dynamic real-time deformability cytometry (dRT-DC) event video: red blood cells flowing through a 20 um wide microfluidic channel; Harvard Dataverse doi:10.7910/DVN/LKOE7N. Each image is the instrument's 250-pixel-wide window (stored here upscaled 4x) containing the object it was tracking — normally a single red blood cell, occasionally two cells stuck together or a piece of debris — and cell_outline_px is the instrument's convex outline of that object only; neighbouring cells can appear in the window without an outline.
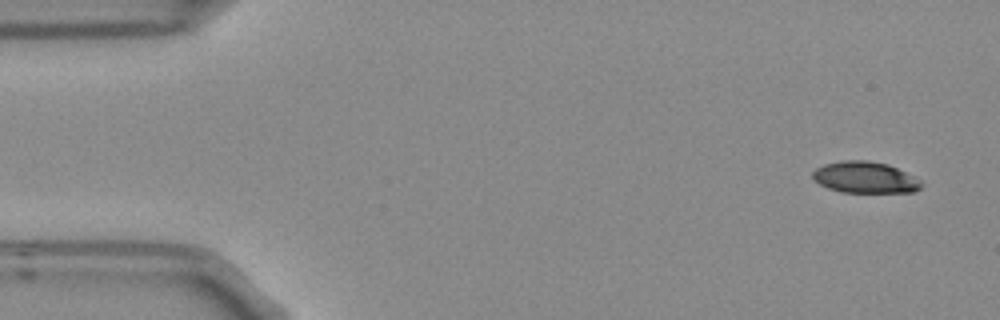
{"species": "Egyptian fruit bat (a non-hibernating species)", "species_latin": "Rousettus aegyptiacus", "temperature_condition": "room temperature", "stored_images_in_passage": 4, "camera_frame_rate_fps": 3000, "um_per_image_px": 0.085, "frame": {"image": 1, "passage_image": 1, "time_ms": 0.0, "image_size_px": [1000, 320], "cell_outline_px": [[924, 184], [920, 188], [912, 192], [840, 192], [828, 188], [812, 180], [812, 172], [816, 168], [824, 164], [840, 160], [868, 160], [888, 164], [920, 180]], "centroid_in_image_um": [73.48, 15.07], "position_along_channel_um": 11.5, "area_um2": 19.94}}